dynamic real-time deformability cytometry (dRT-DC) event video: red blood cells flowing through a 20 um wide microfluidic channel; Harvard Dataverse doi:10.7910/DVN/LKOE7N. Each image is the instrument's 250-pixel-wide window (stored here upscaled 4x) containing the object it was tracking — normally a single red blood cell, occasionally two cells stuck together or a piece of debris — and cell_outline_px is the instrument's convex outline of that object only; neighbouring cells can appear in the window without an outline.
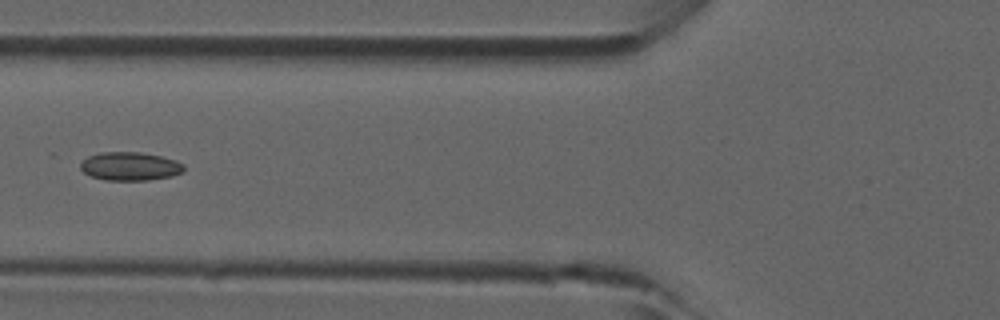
{"species": "common noctule bat (a hibernating species)", "species_latin": "Nyctalus noctula", "temperature_condition": "room temperature", "stored_images_in_passage": 2, "camera_frame_rate_fps": 3000, "um_per_image_px": 0.085, "animal": {"sex": "male", "forearm_length_mm": 52.5}, "frame": {"image": 1, "passage_image": 2, "time_ms": 0.333, "image_size_px": [1000, 320], "cell_outline_px": [[184, 172], [172, 176], [148, 180], [108, 180], [92, 176], [84, 172], [80, 168], [80, 164], [88, 156], [100, 152], [140, 152], [160, 156], [176, 160], [184, 164]], "centroid_in_image_um": [11.08, 14.13], "position_along_channel_um": 114.7, "area_um2": 17.11}}